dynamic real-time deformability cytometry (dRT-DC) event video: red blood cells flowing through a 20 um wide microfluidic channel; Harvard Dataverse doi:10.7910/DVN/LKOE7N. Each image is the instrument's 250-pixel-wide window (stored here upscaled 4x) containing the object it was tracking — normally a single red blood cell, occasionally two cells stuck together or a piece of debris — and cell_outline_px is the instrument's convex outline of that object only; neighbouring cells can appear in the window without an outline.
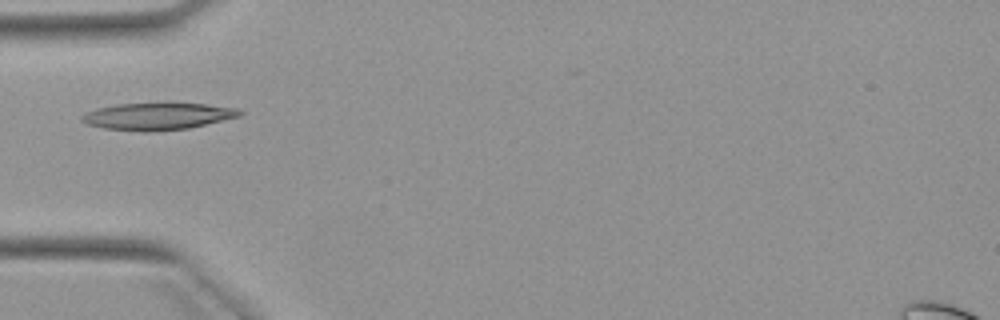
{"species": "Egyptian fruit bat (a non-hibernating species)", "species_latin": "Rousettus aegyptiacus", "temperature_condition": "warm", "stored_images_in_passage": 2, "camera_frame_rate_fps": 3000, "um_per_image_px": 0.085, "animal": {"sex": "female"}, "frame": {"image": 1, "passage_image": 1, "time_ms": 0.0, "image_size_px": [1000, 320], "cell_outline_px": [[244, 112], [240, 116], [188, 128], [148, 132], [144, 132], [104, 128], [88, 124], [80, 120], [80, 116], [84, 112], [96, 108], [116, 104], [164, 100], [168, 100], [240, 108]], "centroid_in_image_um": [13.39, 9.83], "position_along_channel_um": 71.6, "area_um2": 26.01}}
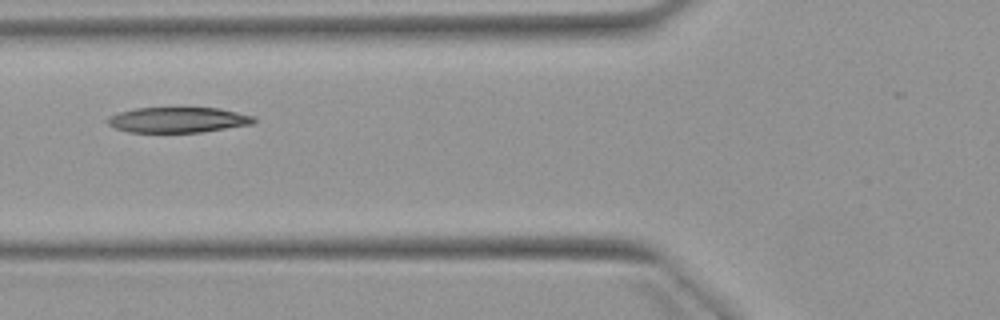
{"frame": {"image": 2, "passage_image": 2, "time_ms": 1.0, "image_size_px": [1000, 320], "cell_outline_px": [[256, 120], [252, 124], [200, 132], [128, 132], [116, 128], [108, 124], [108, 116], [120, 112], [136, 108], [220, 108], [256, 116]], "centroid_in_image_um": [15.15, 10.18], "position_along_channel_um": 110.6, "area_um2": 21.56}}